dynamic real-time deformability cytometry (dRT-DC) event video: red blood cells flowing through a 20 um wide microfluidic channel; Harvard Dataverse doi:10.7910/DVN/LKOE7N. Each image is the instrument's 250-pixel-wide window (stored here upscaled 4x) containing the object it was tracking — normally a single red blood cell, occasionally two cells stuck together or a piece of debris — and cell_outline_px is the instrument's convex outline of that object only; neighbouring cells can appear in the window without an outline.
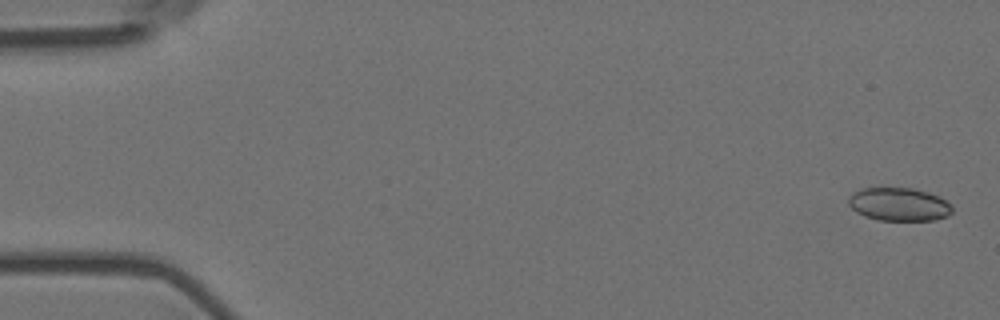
{"species": "Egyptian fruit bat (a non-hibernating species)", "species_latin": "Rousettus aegyptiacus", "temperature_condition": "room temperature", "stored_images_in_passage": 7, "camera_frame_rate_fps": 3000, "um_per_image_px": 0.085, "animal": {"sex": "female"}, "frame": {"image": 1, "passage_image": 1, "time_ms": 0.0, "image_size_px": [1000, 320], "cell_outline_px": [[952, 212], [948, 216], [936, 220], [876, 220], [864, 216], [856, 212], [848, 204], [848, 196], [852, 192], [860, 188], [912, 188], [928, 192], [940, 196], [952, 204]], "centroid_in_image_um": [76.41, 17.36], "position_along_channel_um": 8.6, "area_um2": 20.4}}
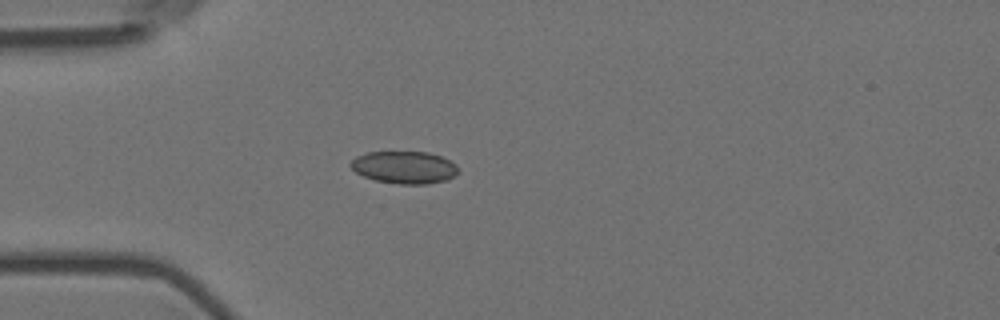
{"frame": {"image": 2, "passage_image": 5, "time_ms": 1.333, "image_size_px": [1000, 320], "cell_outline_px": [[460, 172], [448, 180], [428, 184], [400, 184], [376, 180], [364, 176], [356, 172], [348, 164], [356, 156], [368, 152], [428, 152], [444, 156], [456, 164]], "centroid_in_image_um": [34.42, 14.22], "position_along_channel_um": 50.6, "area_um2": 20.52}}